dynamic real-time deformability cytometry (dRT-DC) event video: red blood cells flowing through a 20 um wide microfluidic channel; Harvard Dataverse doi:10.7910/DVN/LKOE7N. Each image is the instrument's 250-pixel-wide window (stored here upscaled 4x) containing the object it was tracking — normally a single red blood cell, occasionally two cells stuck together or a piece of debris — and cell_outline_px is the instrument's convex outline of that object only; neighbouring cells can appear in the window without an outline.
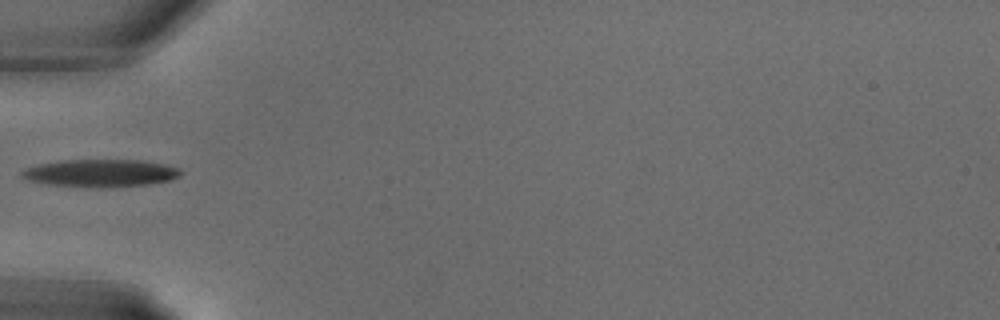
{"species": "common noctule bat (a hibernating species)", "species_latin": "Nyctalus noctula", "temperature_condition": "warm", "stored_images_in_passage": 9, "camera_frame_rate_fps": 3000, "um_per_image_px": 0.085, "animal": {"sex": "male", "body_mass_g": 18.8}, "frame": {"image": 1, "passage_image": 8, "time_ms": 2.333, "image_size_px": [1000, 320], "cell_outline_px": [[184, 172], [180, 176], [168, 180], [148, 184], [100, 188], [48, 184], [28, 180], [20, 176], [20, 172], [24, 168], [40, 164], [60, 160], [144, 160], [164, 164], [180, 168]], "centroid_in_image_um": [8.55, 14.71], "position_along_channel_um": 76.5, "area_um2": 25.61}}